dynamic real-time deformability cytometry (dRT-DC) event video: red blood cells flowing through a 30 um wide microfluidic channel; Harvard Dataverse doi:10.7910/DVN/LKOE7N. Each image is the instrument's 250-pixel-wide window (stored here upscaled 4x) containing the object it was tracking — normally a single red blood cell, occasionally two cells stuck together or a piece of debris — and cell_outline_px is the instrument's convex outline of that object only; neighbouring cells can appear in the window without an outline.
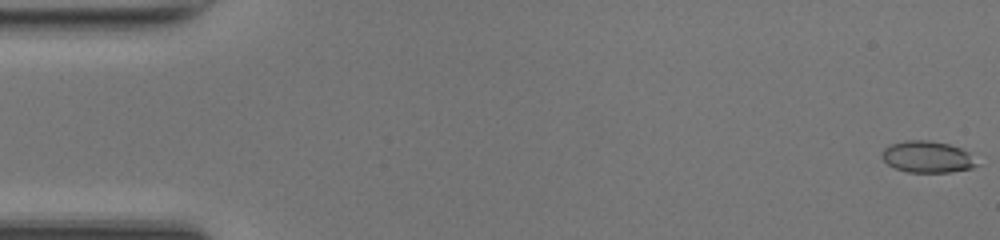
{"species": "common noctule bat (a hibernating species)", "species_latin": "Nyctalus noctula", "temperature_condition": "room temperature", "stored_images_in_passage": 50, "camera_frame_rate_fps": 3000, "um_per_image_px": 0.085, "animal": {"sex": "female", "body_mass_g": 17.0, "forearm_length_mm": 48.0}, "frame": {"image": 1, "passage_image": 1, "time_ms": 0.0, "image_size_px": [1000, 240], "cell_outline_px": [[980, 164], [972, 168], [948, 172], [908, 172], [896, 168], [888, 164], [880, 156], [880, 152], [884, 148], [892, 144], [904, 140], [928, 140], [948, 144], [960, 148], [968, 152]], "centroid_in_image_um": [78.82, 13.33], "position_along_channel_um": 6.2, "area_um2": 17.46}}
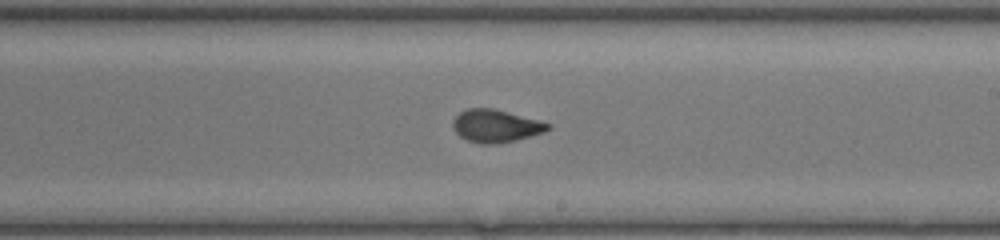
{"frame": {"image": 2, "passage_image": 29, "time_ms": 9.333, "image_size_px": [1000, 240], "cell_outline_px": [[552, 128], [544, 132], [516, 140], [496, 144], [480, 144], [468, 140], [460, 136], [452, 128], [452, 120], [460, 112], [468, 108], [492, 108], [552, 124]], "centroid_in_image_um": [42.12, 10.71], "position_along_channel_um": 246.9, "area_um2": 18.03}}
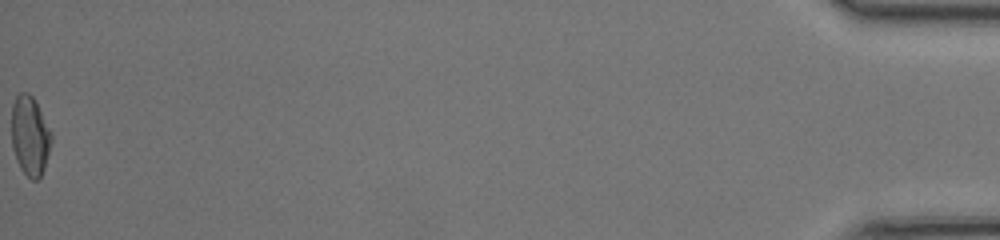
{"frame": {"image": 3, "passage_image": 50, "time_ms": 16.333, "image_size_px": [1000, 240], "cell_outline_px": [[52, 140], [44, 168], [40, 176], [36, 180], [32, 180], [20, 168], [16, 160], [12, 148], [12, 104], [16, 96], [20, 92], [28, 92], [32, 96], [52, 132]], "centroid_in_image_um": [2.54, 11.53], "position_along_channel_um": 432.7, "area_um2": 18.38}, "authors_computed_cell_mechanics": {"area_um2": 18.0336, "velocity_mm_per_s": 4.2525, "shape_relaxation_time_tau1_ms": null, "shape_relaxation_time_tau2_ms": 0.9099, "deformation_change_tau1": null, "deformation_change_tau2": 0.0513}}